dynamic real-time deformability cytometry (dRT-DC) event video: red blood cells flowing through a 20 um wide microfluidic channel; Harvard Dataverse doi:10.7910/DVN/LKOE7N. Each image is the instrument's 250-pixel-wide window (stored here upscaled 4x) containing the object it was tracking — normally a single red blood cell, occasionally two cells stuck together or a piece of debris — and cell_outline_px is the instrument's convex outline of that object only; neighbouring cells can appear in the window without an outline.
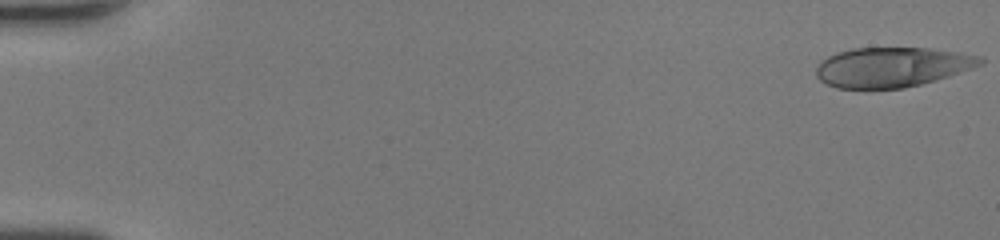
{"species": "human", "species_latin": "Homo sapiens", "temperature_condition": "room temperature", "stored_images_in_passage": 47, "camera_frame_rate_fps": 3000, "um_per_image_px": 0.085, "donor": {"sex": "female"}, "frame": {"image": 1, "passage_image": 1, "time_ms": 0.0, "image_size_px": [1000, 240], "cell_outline_px": [[984, 64], [936, 80], [904, 88], [836, 88], [820, 80], [816, 76], [816, 68], [820, 60], [836, 52], [852, 48], [928, 48], [956, 52], [980, 56], [984, 60]], "centroid_in_image_um": [75.79, 5.7], "position_along_channel_um": 9.2, "area_um2": 37.97}}
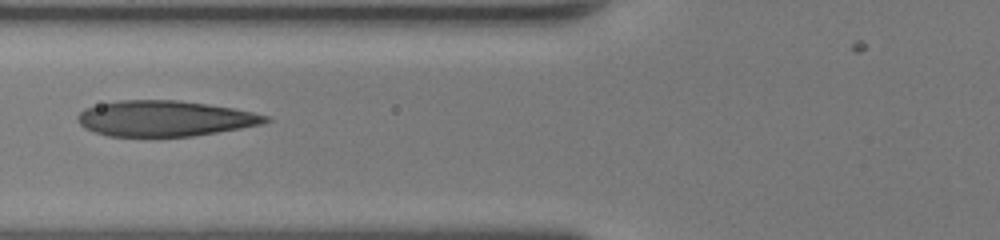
{"frame": {"image": 2, "passage_image": 20, "time_ms": 6.333, "image_size_px": [1000, 240], "cell_outline_px": [[272, 120], [264, 124], [192, 136], [108, 136], [92, 132], [84, 128], [76, 120], [76, 116], [84, 108], [100, 104], [120, 100], [176, 100], [208, 104], [232, 108], [252, 112], [268, 116]], "centroid_in_image_um": [13.97, 10.07], "position_along_channel_um": 111.8, "area_um2": 39.02}}
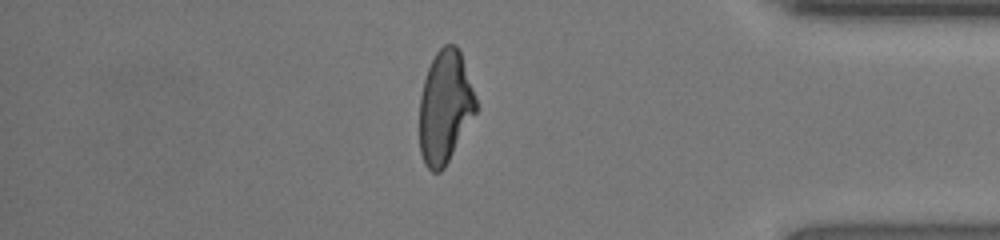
{"frame": {"image": 3, "passage_image": 41, "time_ms": 13.333, "image_size_px": [1000, 240], "cell_outline_px": [[476, 112], [444, 168], [440, 172], [432, 172], [424, 164], [420, 152], [420, 96], [424, 80], [428, 68], [436, 52], [444, 44], [456, 44], [460, 52], [476, 96]], "centroid_in_image_um": [37.81, 9.09], "position_along_channel_um": 397.4, "area_um2": 36.82}, "authors_computed_cell_mechanics": {"area_um2": 38.9572, "velocity_mm_per_s": 4.4371, "shape_relaxation_time_tau1_ms": 6.5931, "shape_relaxation_time_tau2_ms": 0.9842, "deformation_change_tau1": 0.2855, "deformation_change_tau2": 0.0942}}